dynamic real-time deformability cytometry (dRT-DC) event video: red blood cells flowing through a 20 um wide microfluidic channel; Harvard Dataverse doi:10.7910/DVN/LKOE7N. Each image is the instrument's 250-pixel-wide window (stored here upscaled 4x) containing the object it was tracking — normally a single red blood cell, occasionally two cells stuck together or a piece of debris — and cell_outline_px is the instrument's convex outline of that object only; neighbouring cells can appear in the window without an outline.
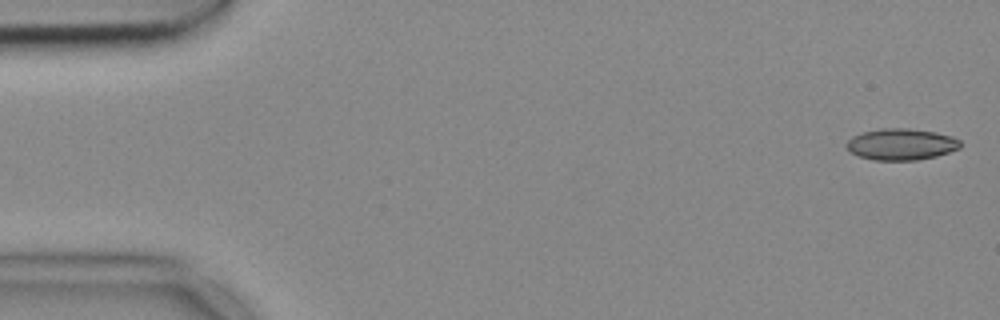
{"species": "common noctule bat (a hibernating species)", "species_latin": "Nyctalus noctula", "temperature_condition": "cold", "stored_images_in_passage": 53, "camera_frame_rate_fps": 3000, "um_per_image_px": 0.085, "animal": {"sex": "female", "body_mass_g": 18.4}, "frame": {"image": 1, "passage_image": 1, "time_ms": 0.0, "image_size_px": [1000, 320], "cell_outline_px": [[960, 148], [936, 156], [916, 160], [872, 160], [860, 156], [852, 152], [844, 144], [852, 136], [860, 132], [880, 128], [908, 128], [936, 132], [952, 136], [960, 140]], "centroid_in_image_um": [76.58, 12.25], "position_along_channel_um": 8.4, "area_um2": 20.92}}
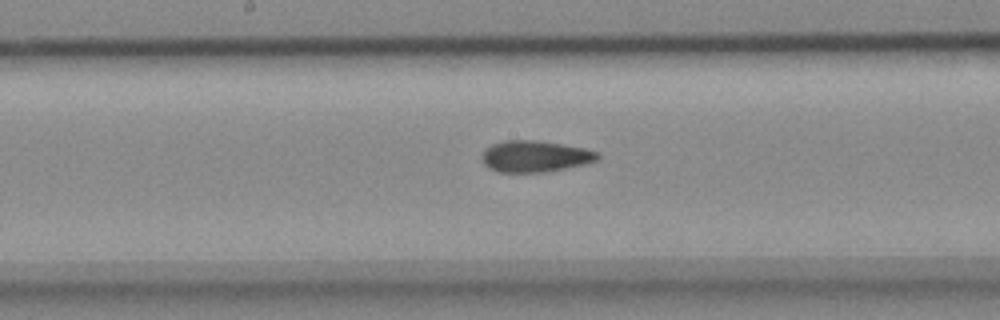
{"frame": {"image": 2, "passage_image": 27, "time_ms": 8.667, "image_size_px": [1000, 320], "cell_outline_px": [[600, 156], [596, 160], [584, 164], [544, 172], [496, 172], [488, 168], [484, 164], [480, 156], [484, 148], [492, 144], [504, 140], [536, 140], [584, 148], [600, 152]], "centroid_in_image_um": [45.42, 13.28], "position_along_channel_um": 202.8, "area_um2": 21.27}}
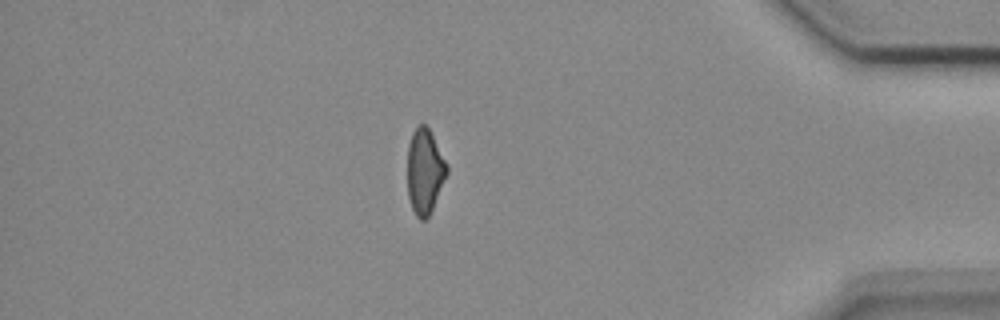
{"frame": {"image": 3, "passage_image": 46, "time_ms": 15.0, "image_size_px": [1000, 320], "cell_outline_px": [[448, 172], [432, 208], [428, 216], [424, 220], [420, 220], [416, 216], [412, 208], [408, 196], [408, 144], [412, 132], [420, 124], [424, 124], [428, 128], [448, 164]], "centroid_in_image_um": [36.1, 14.56], "position_along_channel_um": 399.1, "area_um2": 19.31}, "authors_computed_cell_mechanics": {"area_um2": 20.9236, "velocity_mm_per_s": 3.7081, "shape_relaxation_time_tau1_ms": 8.8159, "shape_relaxation_time_tau2_ms": 2.9207, "deformation_change_tau1": 0.1627, "deformation_change_tau2": 0.084}}